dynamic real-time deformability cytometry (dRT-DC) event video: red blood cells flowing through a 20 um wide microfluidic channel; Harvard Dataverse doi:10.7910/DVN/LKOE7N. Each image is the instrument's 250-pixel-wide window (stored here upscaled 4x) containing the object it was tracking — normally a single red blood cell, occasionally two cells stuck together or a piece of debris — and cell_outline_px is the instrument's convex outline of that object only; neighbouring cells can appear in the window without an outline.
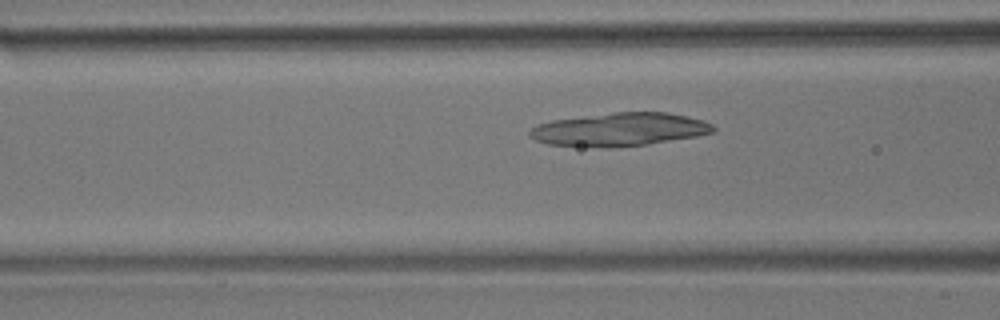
{"species": "common noctule bat (a hibernating species)", "species_latin": "Nyctalus noctula", "temperature_condition": "room temperature", "stored_images_in_passage": 53, "camera_frame_rate_fps": 3000, "um_per_image_px": 0.085, "animal": {"sex": "male", "body_mass_g": 17.9}, "frame": {"image": 1, "passage_image": 19, "time_ms": 6.0, "image_size_px": [1000, 320], "cell_outline_px": [[716, 128], [712, 132], [696, 136], [648, 144], [548, 144], [536, 140], [528, 136], [528, 132], [532, 128], [540, 124], [552, 120], [612, 112], [668, 112], [704, 120], [712, 124]], "centroid_in_image_um": [52.73, 10.94], "position_along_channel_um": 113.9, "area_um2": 34.04}}
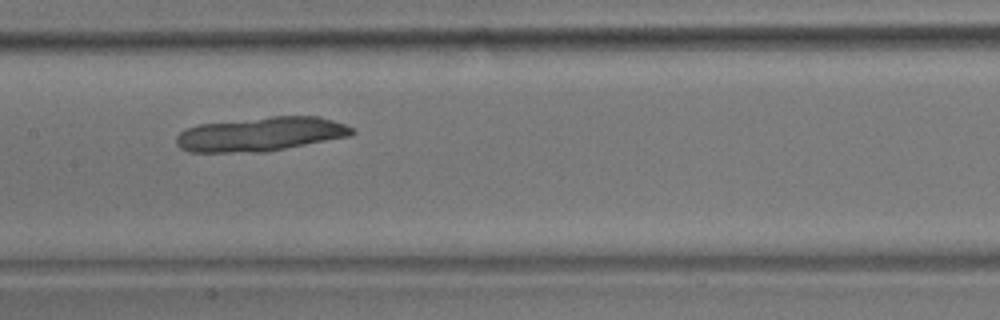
{"frame": {"image": 2, "passage_image": 25, "time_ms": 8.0, "image_size_px": [1000, 320], "cell_outline_px": [[356, 132], [352, 136], [268, 152], [188, 152], [180, 148], [176, 144], [176, 136], [184, 128], [196, 124], [272, 116], [320, 116], [344, 124], [352, 128]], "centroid_in_image_um": [22.15, 11.4], "position_along_channel_um": 185.2, "area_um2": 35.49}}
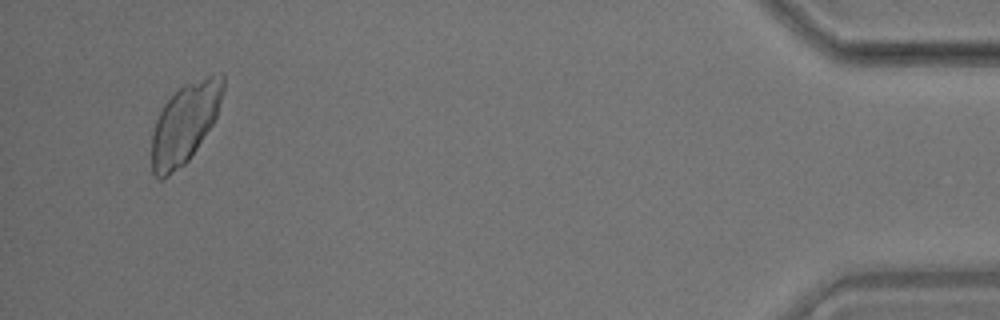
{"frame": {"image": 3, "passage_image": 51, "time_ms": 16.667, "image_size_px": [1000, 320], "cell_outline_px": [[224, 88], [216, 120], [188, 160], [184, 164], [168, 176], [160, 180], [156, 180], [152, 172], [152, 132], [156, 120], [164, 104], [184, 84], [208, 76], [224, 72]], "centroid_in_image_um": [15.72, 10.49], "position_along_channel_um": 419.5, "area_um2": 33.12}}